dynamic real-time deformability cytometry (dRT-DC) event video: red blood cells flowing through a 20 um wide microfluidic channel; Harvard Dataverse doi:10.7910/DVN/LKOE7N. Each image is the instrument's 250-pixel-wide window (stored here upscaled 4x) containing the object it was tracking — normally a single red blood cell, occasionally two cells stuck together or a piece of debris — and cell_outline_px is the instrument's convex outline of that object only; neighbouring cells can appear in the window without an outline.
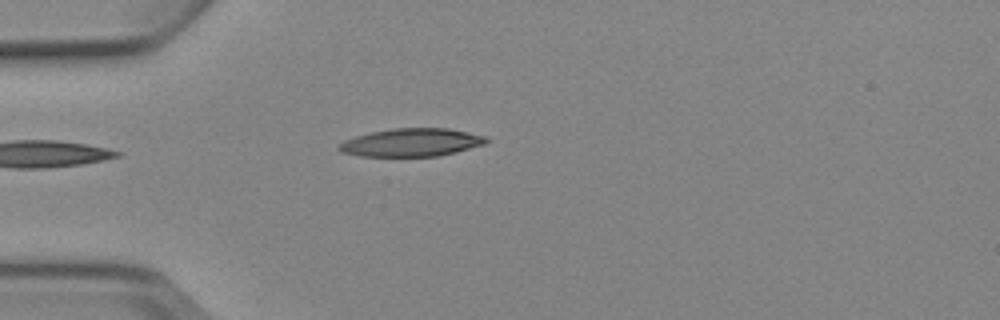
{"species": "Egyptian fruit bat (a non-hibernating species)", "species_latin": "Rousettus aegyptiacus", "temperature_condition": "cold", "stored_images_in_passage": 5, "camera_frame_rate_fps": 3000, "um_per_image_px": 0.085, "animal": {"sex": "female"}, "frame": {"image": 1, "passage_image": 5, "time_ms": 4.667, "image_size_px": [1000, 320], "cell_outline_px": [[488, 140], [484, 144], [456, 152], [440, 156], [360, 156], [340, 152], [336, 148], [344, 140], [356, 136], [372, 132], [392, 128], [448, 128], [488, 136]], "centroid_in_image_um": [34.98, 12.11], "position_along_channel_um": 50.0, "area_um2": 24.1}}